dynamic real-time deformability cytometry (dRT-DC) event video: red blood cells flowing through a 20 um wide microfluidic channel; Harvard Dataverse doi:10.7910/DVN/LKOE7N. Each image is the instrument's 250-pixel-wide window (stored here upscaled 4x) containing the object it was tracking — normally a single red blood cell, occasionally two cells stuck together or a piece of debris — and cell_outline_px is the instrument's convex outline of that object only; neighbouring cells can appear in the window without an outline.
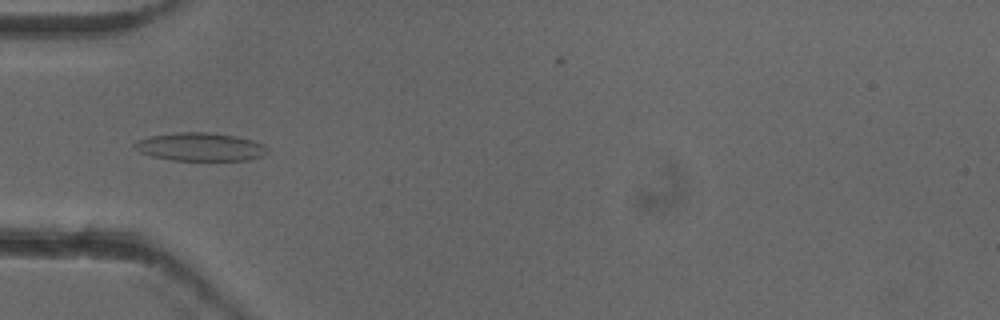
{"species": "common noctule bat (a hibernating species)", "species_latin": "Nyctalus noctula", "temperature_condition": "cold", "stored_images_in_passage": 45, "camera_frame_rate_fps": 3000, "um_per_image_px": 0.085, "animal": {"sex": "female"}, "frame": {"image": 1, "passage_image": 16, "time_ms": 5.0, "image_size_px": [1000, 320], "cell_outline_px": [[268, 152], [264, 156], [248, 160], [172, 160], [152, 156], [140, 152], [132, 144], [136, 140], [152, 136], [176, 132], [208, 132], [236, 136], [252, 140], [264, 144], [268, 148]], "centroid_in_image_um": [17.05, 12.48], "position_along_channel_um": 67.9, "area_um2": 21.91}}
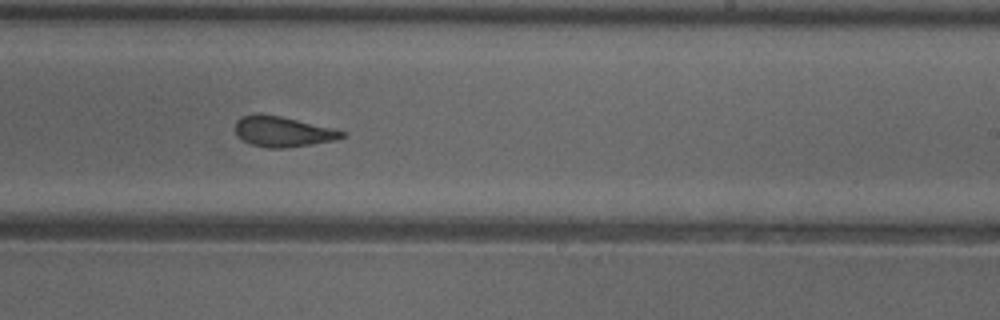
{"frame": {"image": 2, "passage_image": 31, "time_ms": 10.0, "image_size_px": [1000, 320], "cell_outline_px": [[348, 136], [336, 140], [312, 144], [284, 148], [268, 148], [252, 144], [236, 136], [236, 120], [240, 116], [280, 116], [332, 128], [348, 132]], "centroid_in_image_um": [24.11, 11.22], "position_along_channel_um": 264.9, "area_um2": 18.5}}
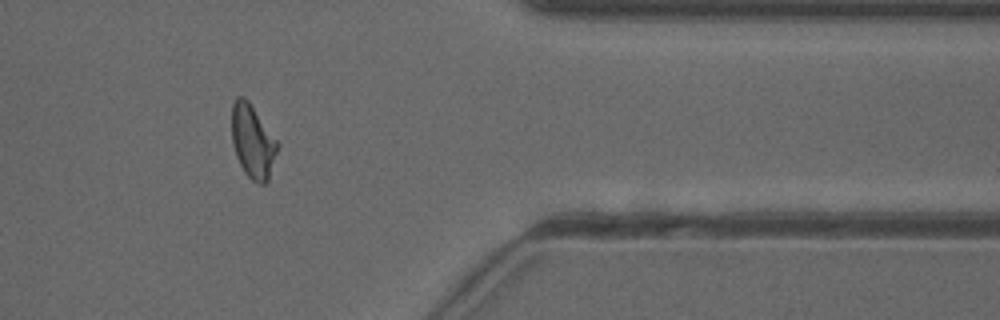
{"frame": {"image": 3, "passage_image": 42, "time_ms": 13.667, "image_size_px": [1000, 320], "cell_outline_px": [[280, 144], [268, 180], [264, 184], [260, 184], [252, 180], [244, 172], [236, 156], [232, 144], [232, 104], [236, 96], [244, 96], [248, 100]], "centroid_in_image_um": [21.48, 12.01], "position_along_channel_um": 389.9, "area_um2": 19.65}, "authors_computed_cell_mechanics": {"area_um2": 20.23, "velocity_mm_per_s": 3.9388, "shape_relaxation_time_tau1_ms": 9.0865, "shape_relaxation_time_tau2_ms": 1.6464, "deformation_change_tau1": 0.2134, "deformation_change_tau2": 0.0878}}